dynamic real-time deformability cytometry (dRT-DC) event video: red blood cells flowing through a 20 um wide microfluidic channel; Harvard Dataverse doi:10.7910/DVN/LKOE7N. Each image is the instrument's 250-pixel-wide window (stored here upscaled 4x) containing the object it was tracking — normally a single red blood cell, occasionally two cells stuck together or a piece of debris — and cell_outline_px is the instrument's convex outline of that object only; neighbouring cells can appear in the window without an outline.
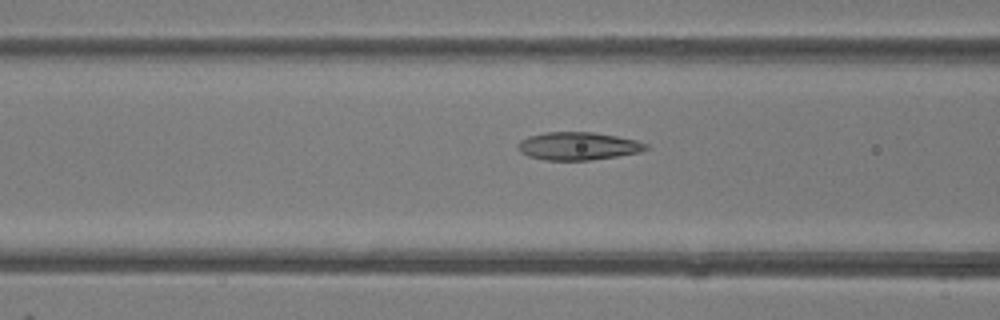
{"species": "common noctule bat (a hibernating species)", "species_latin": "Nyctalus noctula", "temperature_condition": "room temperature", "stored_images_in_passage": 48, "camera_frame_rate_fps": 3000, "um_per_image_px": 0.085, "animal": {"sex": "female"}, "frame": {"image": 1, "passage_image": 19, "time_ms": 6.0, "image_size_px": [1000, 320], "cell_outline_px": [[652, 148], [640, 152], [616, 156], [588, 160], [544, 160], [528, 156], [520, 152], [516, 144], [520, 140], [528, 136], [544, 132], [592, 132], [616, 136], [636, 140], [648, 144]], "centroid_in_image_um": [49.13, 12.41], "position_along_channel_um": 117.5, "area_um2": 20.92}}
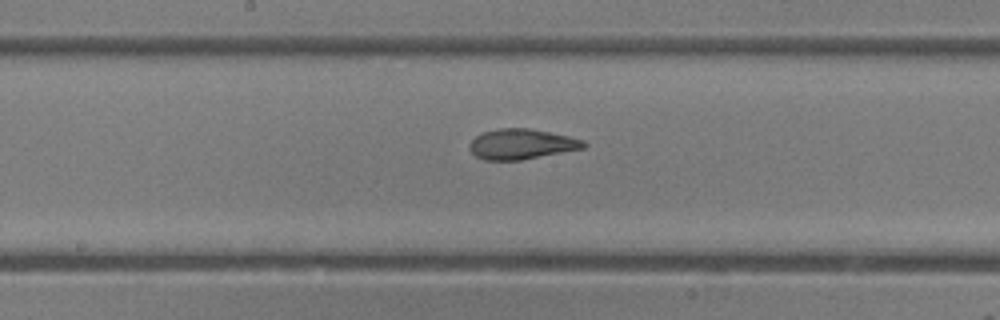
{"frame": {"image": 2, "passage_image": 25, "time_ms": 8.0, "image_size_px": [1000, 320], "cell_outline_px": [[588, 144], [584, 148], [520, 160], [484, 160], [476, 156], [472, 152], [468, 144], [476, 136], [484, 132], [500, 128], [528, 128], [568, 136], [584, 140]], "centroid_in_image_um": [44.33, 12.25], "position_along_channel_um": 203.9, "area_um2": 19.94}}
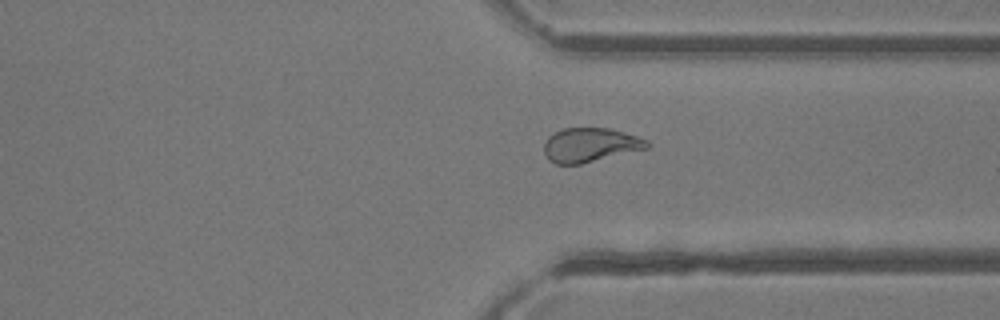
{"frame": {"image": 3, "passage_image": 36, "time_ms": 11.667, "image_size_px": [1000, 320], "cell_outline_px": [[652, 144], [648, 148], [580, 164], [556, 164], [548, 160], [544, 152], [544, 144], [548, 136], [564, 128], [608, 128], [624, 132], [648, 140]], "centroid_in_image_um": [50.17, 12.32], "position_along_channel_um": 361.2, "area_um2": 20.46}, "authors_computed_cell_mechanics": {"area_um2": 21.675, "velocity_mm_per_s": 4.3054, "shape_relaxation_time_tau1_ms": 9.9226, "shape_relaxation_time_tau2_ms": 1.3885, "deformation_change_tau1": 0.2568, "deformation_change_tau2": 0.0942}}